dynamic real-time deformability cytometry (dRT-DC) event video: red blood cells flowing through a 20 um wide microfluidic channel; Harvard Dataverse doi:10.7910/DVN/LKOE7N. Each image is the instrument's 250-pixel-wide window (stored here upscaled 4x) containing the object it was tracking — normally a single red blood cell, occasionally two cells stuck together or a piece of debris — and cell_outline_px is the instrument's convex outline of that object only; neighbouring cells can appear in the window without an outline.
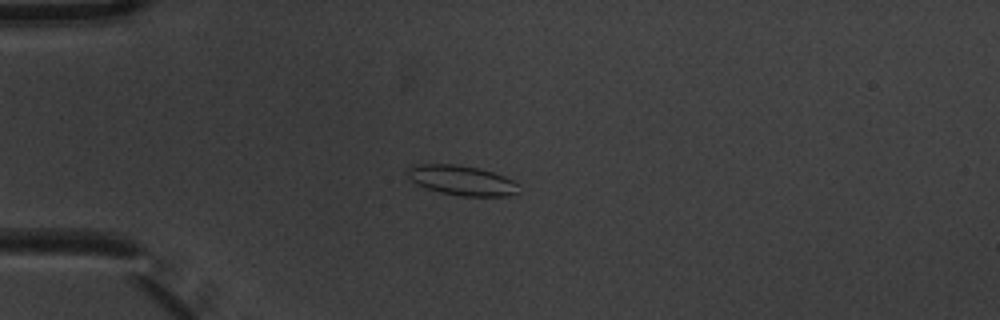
{"species": "common noctule bat (a hibernating species)", "species_latin": "Nyctalus noctula", "temperature_condition": "warm", "stored_images_in_passage": 7, "camera_frame_rate_fps": 3000, "um_per_image_px": 0.085, "animal": {"sex": "male", "body_mass_g": 20.1, "forearm_length_mm": 53.5}, "frame": {"image": 1, "passage_image": 3, "time_ms": 0.667, "image_size_px": [1000, 320], "cell_outline_px": [[520, 192], [508, 196], [460, 196], [440, 192], [416, 184], [408, 176], [408, 168], [416, 164], [456, 164], [476, 168], [492, 172], [504, 176], [520, 184]], "centroid_in_image_um": [39.3, 15.34], "position_along_channel_um": 45.7, "area_um2": 19.31}}
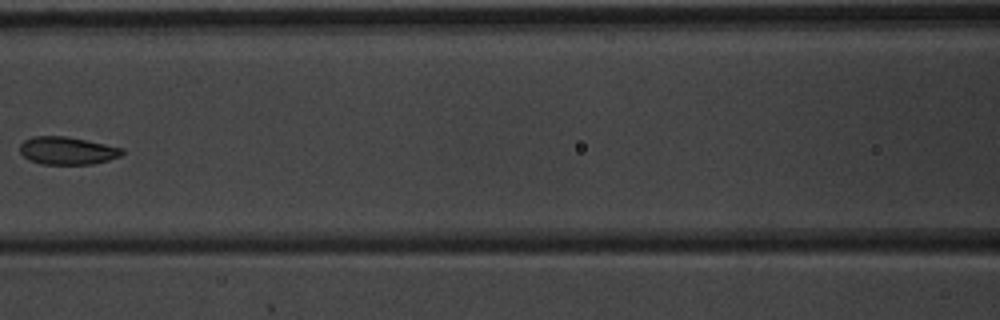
{"frame": {"image": 2, "passage_image": 6, "time_ms": 1.667, "image_size_px": [1000, 320], "cell_outline_px": [[124, 152], [120, 156], [108, 160], [92, 164], [40, 164], [24, 156], [20, 152], [20, 144], [24, 140], [32, 136], [64, 136], [124, 148]], "centroid_in_image_um": [5.71, 12.8], "position_along_channel_um": 160.9, "area_um2": 16.36}}
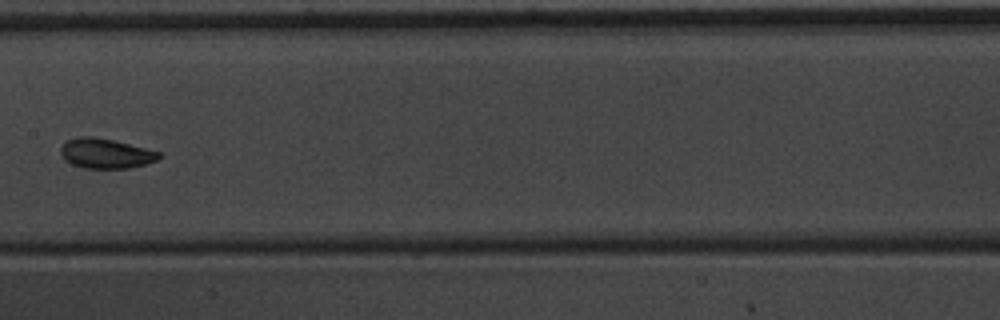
{"frame": {"image": 3, "passage_image": 7, "time_ms": 2.0, "image_size_px": [1000, 320], "cell_outline_px": [[160, 156], [156, 160], [144, 164], [128, 168], [80, 168], [64, 160], [60, 156], [60, 148], [68, 140], [76, 136], [92, 136], [112, 140], [160, 152]], "centroid_in_image_um": [8.91, 13.04], "position_along_channel_um": 198.5, "area_um2": 16.99}}